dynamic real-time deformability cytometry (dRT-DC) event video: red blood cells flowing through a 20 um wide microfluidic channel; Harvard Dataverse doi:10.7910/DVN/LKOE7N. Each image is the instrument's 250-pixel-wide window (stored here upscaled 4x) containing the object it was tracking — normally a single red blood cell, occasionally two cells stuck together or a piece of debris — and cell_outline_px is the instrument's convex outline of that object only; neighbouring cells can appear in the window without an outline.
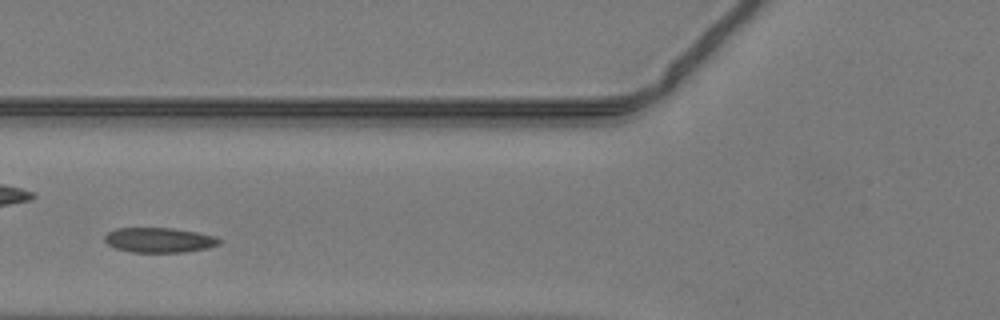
{"species": "common noctule bat (a hibernating species)", "species_latin": "Nyctalus noctula", "temperature_condition": "warm", "stored_images_in_passage": 35, "camera_frame_rate_fps": 3000, "um_per_image_px": 0.085, "animal": {"sex": "male", "body_mass_g": 19.2, "forearm_length_mm": 51.8}, "frame": {"image": 1, "passage_image": 6, "time_ms": 1.667, "image_size_px": [1000, 320], "cell_outline_px": [[224, 240], [220, 244], [208, 248], [184, 252], [132, 252], [116, 248], [108, 244], [104, 240], [104, 236], [108, 232], [116, 228], [172, 228], [196, 232], [216, 236]], "centroid_in_image_um": [13.57, 20.4], "position_along_channel_um": 112.2, "area_um2": 16.7}}
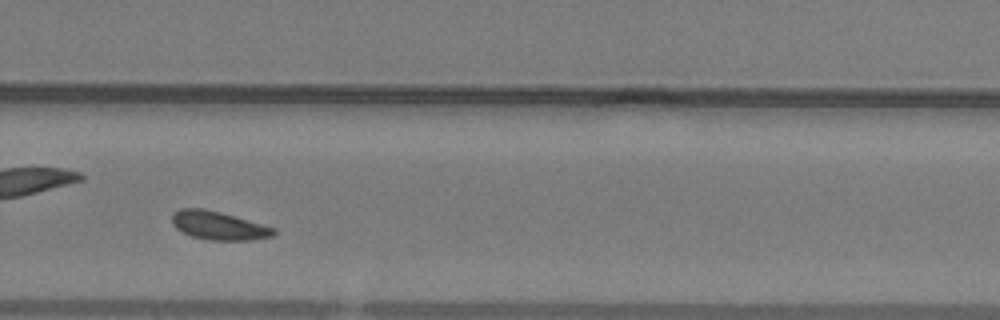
{"frame": {"image": 2, "passage_image": 20, "time_ms": 6.333, "image_size_px": [1000, 320], "cell_outline_px": [[276, 232], [272, 236], [252, 240], [208, 240], [192, 236], [176, 228], [172, 224], [172, 216], [180, 208], [204, 208], [220, 212], [276, 228]], "centroid_in_image_um": [18.59, 19.17], "position_along_channel_um": 311.2, "area_um2": 16.7}}
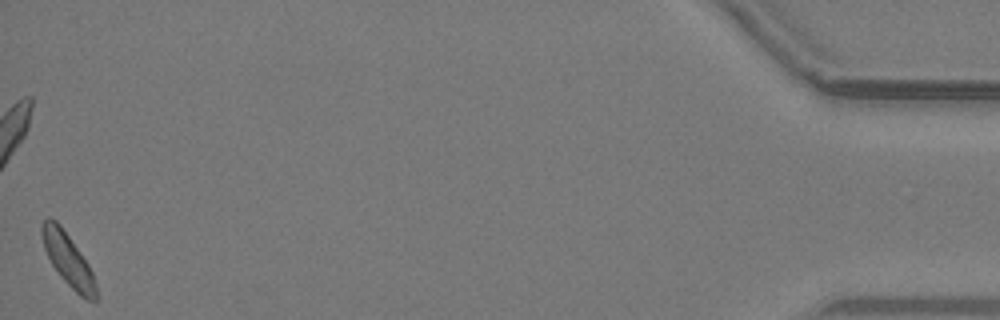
{"frame": {"image": 3, "passage_image": 35, "time_ms": 11.333, "image_size_px": [1000, 320], "cell_outline_px": [[96, 304], [80, 296], [60, 276], [52, 264], [44, 248], [40, 232], [40, 224], [48, 216], [56, 220], [60, 224], [80, 252], [88, 264], [92, 272], [96, 284]], "centroid_in_image_um": [5.76, 22.05], "position_along_channel_um": 429.4, "area_um2": 16.53}}